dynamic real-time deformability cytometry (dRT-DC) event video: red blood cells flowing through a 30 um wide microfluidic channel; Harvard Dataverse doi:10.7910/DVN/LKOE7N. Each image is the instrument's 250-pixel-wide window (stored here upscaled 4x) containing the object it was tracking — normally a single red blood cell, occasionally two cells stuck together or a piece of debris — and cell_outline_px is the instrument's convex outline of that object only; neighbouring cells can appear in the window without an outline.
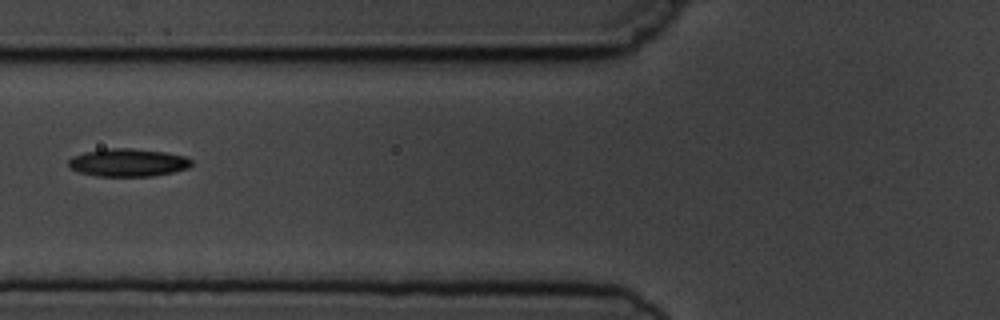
{"species": "common noctule bat (a hibernating species)", "species_latin": "Nyctalus noctula", "temperature_condition": "cold", "stored_images_in_passage": 11, "camera_frame_rate_fps": 3000, "um_per_image_px": 0.085, "animal": {"sex": "male", "body_mass_g": 19.5, "forearm_length_mm": 54.6}, "frame": {"image": 1, "passage_image": 7, "time_ms": 8.0, "image_size_px": [1000, 320], "cell_outline_px": [[192, 164], [188, 168], [172, 172], [152, 176], [96, 176], [80, 172], [68, 168], [68, 160], [72, 156], [84, 152], [108, 148], [132, 148], [164, 152], [184, 156], [192, 160]], "centroid_in_image_um": [10.84, 13.82], "position_along_channel_um": 115.0, "area_um2": 20.0}}
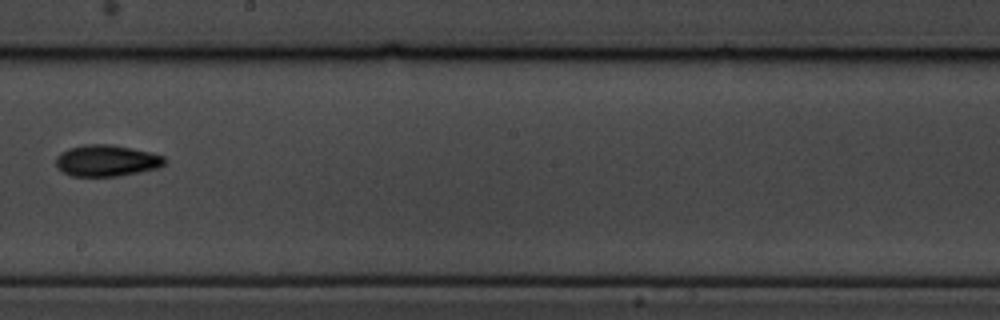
{"frame": {"image": 2, "passage_image": 10, "time_ms": 11.333, "image_size_px": [1000, 320], "cell_outline_px": [[168, 160], [160, 168], [120, 176], [72, 176], [56, 168], [56, 156], [60, 152], [68, 148], [84, 144], [108, 144], [132, 148], [152, 152], [164, 156]], "centroid_in_image_um": [9.08, 13.65], "position_along_channel_um": 239.1, "area_um2": 20.23}}
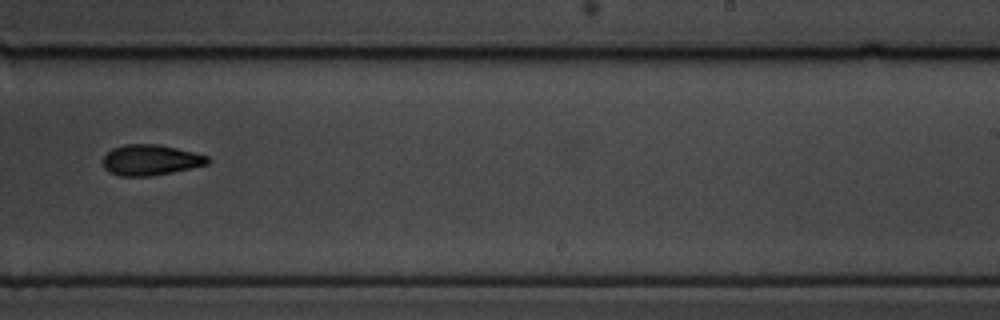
{"frame": {"image": 3, "passage_image": 11, "time_ms": 12.333, "image_size_px": [1000, 320], "cell_outline_px": [[212, 160], [208, 164], [172, 172], [152, 176], [120, 176], [108, 172], [104, 168], [100, 160], [112, 148], [124, 144], [160, 144], [208, 156]], "centroid_in_image_um": [12.76, 13.6], "position_along_channel_um": 276.2, "area_um2": 18.9}}